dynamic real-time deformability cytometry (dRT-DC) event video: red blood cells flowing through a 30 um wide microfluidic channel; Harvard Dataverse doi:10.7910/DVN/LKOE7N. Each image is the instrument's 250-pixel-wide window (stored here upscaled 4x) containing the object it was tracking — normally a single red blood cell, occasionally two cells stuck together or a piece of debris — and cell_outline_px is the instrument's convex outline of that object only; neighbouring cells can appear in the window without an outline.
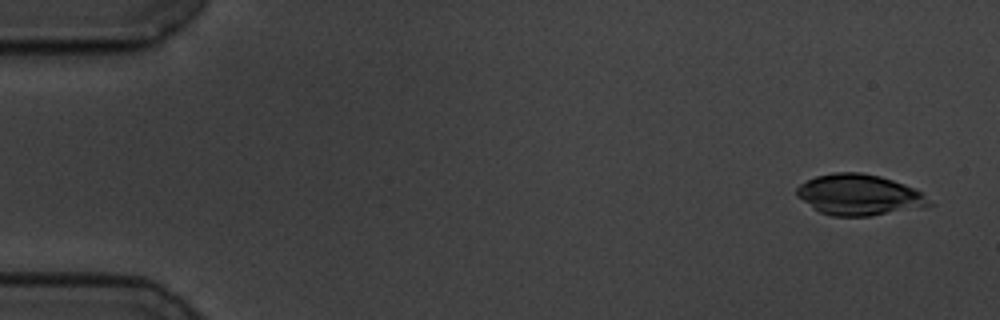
{"species": "common noctule bat (a hibernating species)", "species_latin": "Nyctalus noctula", "temperature_condition": "cold", "stored_images_in_passage": 55, "camera_frame_rate_fps": 3000, "um_per_image_px": 0.085, "animal": {"sex": "male", "body_mass_g": 19.5, "forearm_length_mm": 54.6}, "frame": {"image": 1, "passage_image": 1, "time_ms": 0.0, "image_size_px": [1000, 320], "cell_outline_px": [[936, 204], [928, 208], [872, 216], [832, 216], [820, 212], [812, 208], [796, 196], [796, 188], [800, 184], [816, 176], [832, 172], [860, 172], [880, 176], [904, 184], [920, 192]], "centroid_in_image_um": [73.07, 16.58], "position_along_channel_um": 11.9, "area_um2": 32.08}}
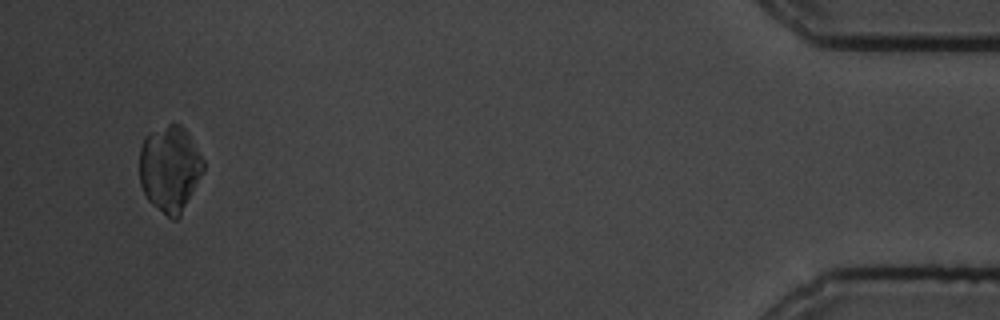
{"frame": {"image": 2, "passage_image": 53, "time_ms": 17.333, "image_size_px": [1000, 320], "cell_outline_px": [[204, 168], [180, 216], [176, 220], [172, 220], [152, 204], [148, 200], [140, 184], [140, 148], [144, 136], [168, 124], [180, 124], [188, 132], [204, 160]], "centroid_in_image_um": [14.42, 14.33], "position_along_channel_um": 420.8, "area_um2": 31.85}}